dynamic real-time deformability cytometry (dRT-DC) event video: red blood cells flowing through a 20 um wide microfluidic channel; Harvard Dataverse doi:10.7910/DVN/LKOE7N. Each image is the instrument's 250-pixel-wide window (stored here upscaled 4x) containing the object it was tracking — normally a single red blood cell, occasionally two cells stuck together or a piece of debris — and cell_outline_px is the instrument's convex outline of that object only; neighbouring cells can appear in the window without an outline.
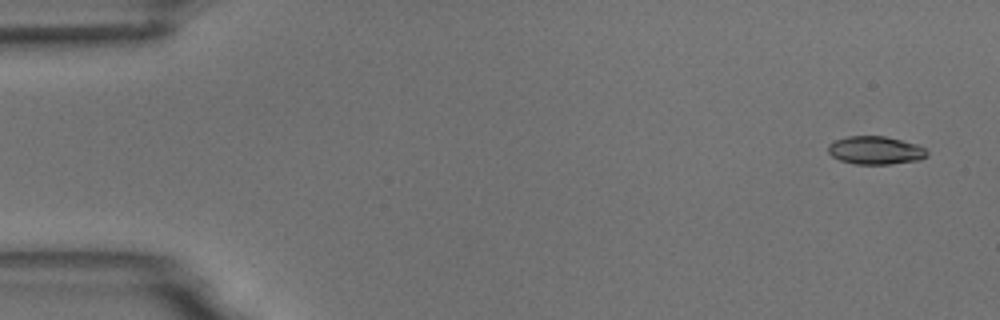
{"species": "common noctule bat (a hibernating species)", "species_latin": "Nyctalus noctula", "temperature_condition": "room temperature", "stored_images_in_passage": 5, "camera_frame_rate_fps": 3000, "um_per_image_px": 0.085, "animal": {"sex": "male", "body_mass_g": 18.8}, "frame": {"image": 1, "passage_image": 1, "time_ms": 0.0, "image_size_px": [1000, 320], "cell_outline_px": [[928, 156], [920, 160], [888, 164], [856, 164], [840, 160], [832, 156], [828, 152], [828, 144], [836, 140], [848, 136], [884, 136], [916, 144], [924, 148], [928, 152]], "centroid_in_image_um": [74.41, 12.78], "position_along_channel_um": 10.6, "area_um2": 16.13}}
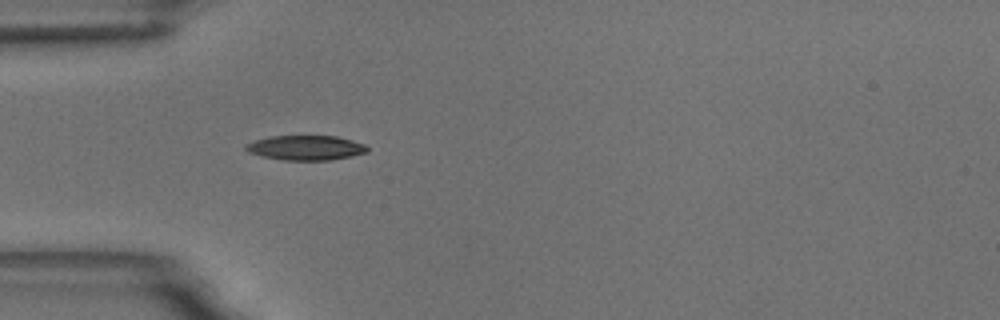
{"frame": {"image": 2, "passage_image": 5, "time_ms": 4.667, "image_size_px": [1000, 320], "cell_outline_px": [[368, 152], [352, 156], [332, 160], [284, 160], [260, 156], [248, 152], [244, 148], [244, 144], [256, 140], [272, 136], [336, 136], [352, 140], [364, 144], [368, 148]], "centroid_in_image_um": [25.98, 12.56], "position_along_channel_um": 59.0, "area_um2": 17.57}}